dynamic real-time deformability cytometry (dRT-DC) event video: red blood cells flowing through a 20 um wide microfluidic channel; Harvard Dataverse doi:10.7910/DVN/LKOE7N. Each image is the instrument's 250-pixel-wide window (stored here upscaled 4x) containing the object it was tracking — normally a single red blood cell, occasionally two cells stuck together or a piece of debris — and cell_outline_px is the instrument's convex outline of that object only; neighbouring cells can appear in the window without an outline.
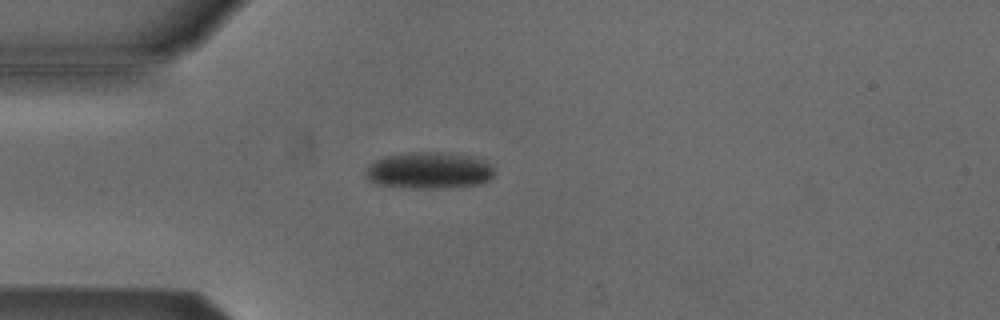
{"species": "Egyptian fruit bat (a non-hibernating species)", "species_latin": "Rousettus aegyptiacus", "temperature_condition": "cold", "stored_images_in_passage": 11, "camera_frame_rate_fps": 3000, "um_per_image_px": 0.085, "animal": {"sex": "male"}, "frame": {"image": 1, "passage_image": 6, "time_ms": 1.667, "image_size_px": [1000, 320], "cell_outline_px": [[492, 176], [488, 180], [480, 184], [436, 188], [412, 188], [380, 184], [368, 180], [364, 176], [364, 172], [376, 160], [388, 156], [412, 152], [440, 152], [472, 156], [488, 164], [492, 168]], "centroid_in_image_um": [36.44, 14.49], "position_along_channel_um": 48.6, "area_um2": 26.88}}
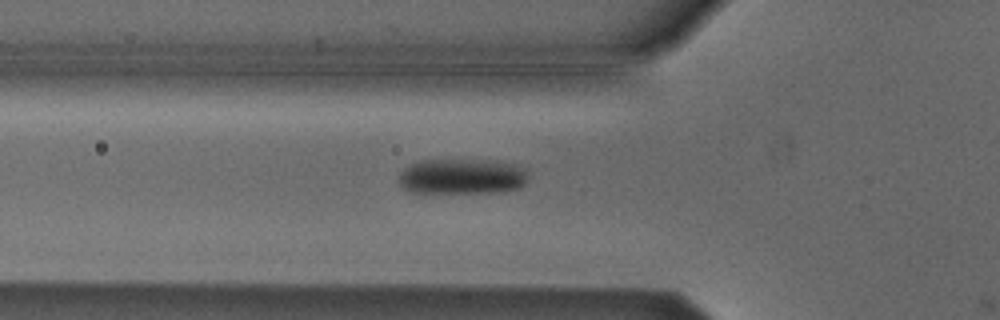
{"frame": {"image": 2, "passage_image": 10, "time_ms": 3.0, "image_size_px": [1000, 320], "cell_outline_px": [[528, 176], [524, 184], [520, 188], [504, 192], [412, 192], [404, 188], [396, 180], [400, 172], [404, 168], [420, 160], [500, 160], [524, 168]], "centroid_in_image_um": [39.28, 14.99], "position_along_channel_um": 86.5, "area_um2": 26.93}}